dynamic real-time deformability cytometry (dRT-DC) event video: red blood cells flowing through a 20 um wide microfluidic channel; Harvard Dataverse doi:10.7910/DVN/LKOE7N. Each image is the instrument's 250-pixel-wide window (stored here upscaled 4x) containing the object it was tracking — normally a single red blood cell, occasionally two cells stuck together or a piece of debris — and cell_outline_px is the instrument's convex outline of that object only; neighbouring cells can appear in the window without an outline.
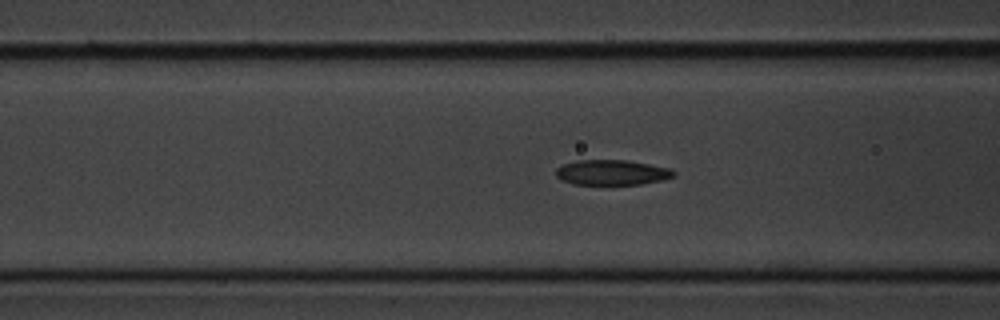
{"species": "common noctule bat (a hibernating species)", "species_latin": "Nyctalus noctula", "temperature_condition": "cold", "stored_images_in_passage": 56, "camera_frame_rate_fps": 3000, "um_per_image_px": 0.085, "animal": {"sex": "male", "body_mass_g": 20.1, "forearm_length_mm": 53.5}, "frame": {"image": 1, "passage_image": 21, "time_ms": 6.667, "image_size_px": [1000, 320], "cell_outline_px": [[676, 176], [664, 180], [640, 184], [604, 188], [572, 184], [560, 180], [556, 176], [556, 168], [564, 164], [576, 160], [624, 160], [672, 168], [676, 172]], "centroid_in_image_um": [52.0, 14.72], "position_along_channel_um": 114.6, "area_um2": 18.38}}
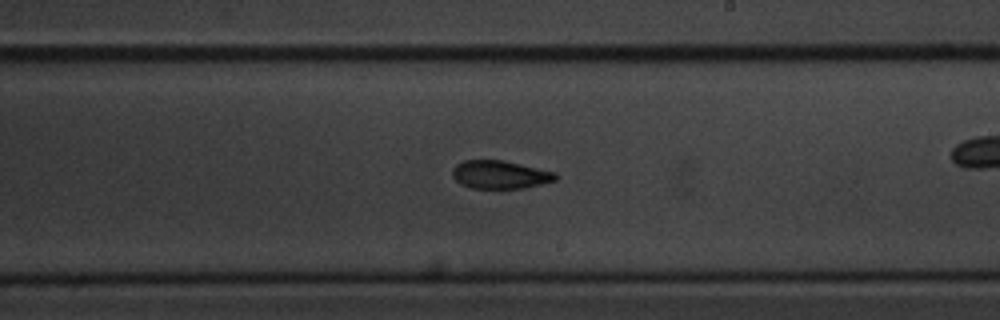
{"frame": {"image": 2, "passage_image": 32, "time_ms": 10.333, "image_size_px": [1000, 320], "cell_outline_px": [[556, 180], [524, 188], [472, 188], [460, 184], [452, 176], [452, 168], [456, 164], [464, 160], [504, 160], [556, 172]], "centroid_in_image_um": [42.47, 14.83], "position_along_channel_um": 246.5, "area_um2": 16.94}}
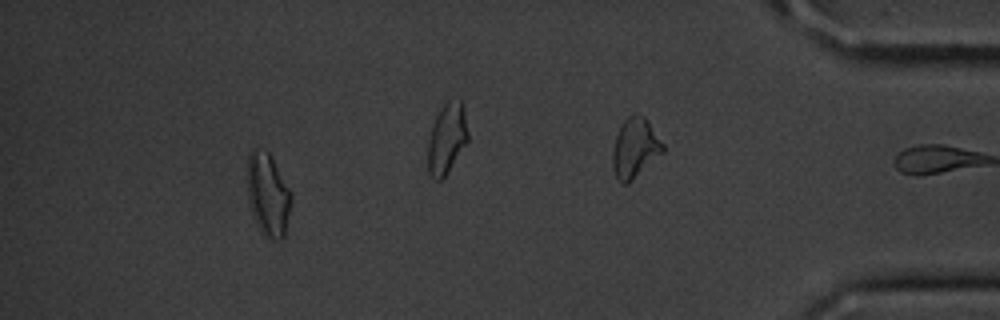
{"frame": {"image": 3, "passage_image": 51, "time_ms": 16.667, "image_size_px": [1000, 320], "cell_outline_px": [[292, 200], [284, 240], [272, 240], [264, 236], [260, 232], [252, 216], [248, 200], [248, 152], [252, 148], [256, 148], [268, 152], [292, 192]], "centroid_in_image_um": [22.79, 16.6], "position_along_channel_um": 412.4, "area_um2": 21.56}, "authors_computed_cell_mechanics": {"area_um2": 17.7157, "velocity_mm_per_s": 3.594, "shape_relaxation_time_tau1_ms": 3.1591, "shape_relaxation_time_tau2_ms": 5.0602, "deformation_change_tau1": 0.1059, "deformation_change_tau2": 0.1168}}